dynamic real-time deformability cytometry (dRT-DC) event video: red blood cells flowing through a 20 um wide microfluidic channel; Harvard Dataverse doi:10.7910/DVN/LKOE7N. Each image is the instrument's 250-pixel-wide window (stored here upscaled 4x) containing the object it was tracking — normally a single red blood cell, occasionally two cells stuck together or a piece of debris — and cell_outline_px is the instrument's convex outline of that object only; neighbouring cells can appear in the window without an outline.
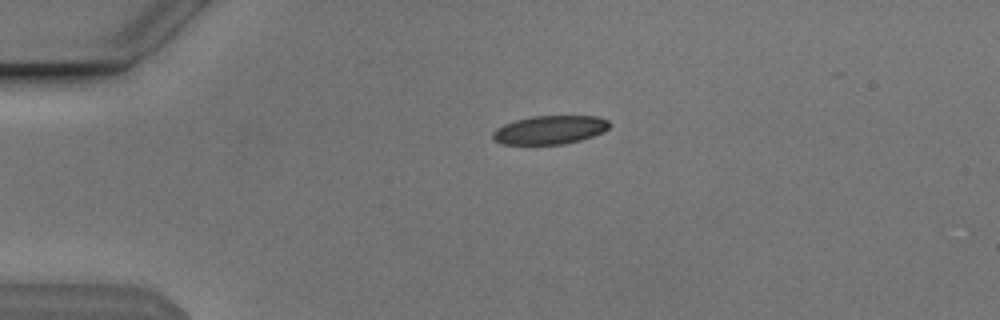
{"species": "Egyptian fruit bat (a non-hibernating species)", "species_latin": "Rousettus aegyptiacus", "temperature_condition": "cold", "stored_images_in_passage": 42, "camera_frame_rate_fps": 3000, "um_per_image_px": 0.085, "animal": {"sex": "male"}, "frame": {"image": 1, "passage_image": 1, "time_ms": 0.0, "image_size_px": [1000, 320], "cell_outline_px": [[612, 124], [604, 132], [580, 140], [564, 144], [504, 144], [496, 140], [492, 136], [492, 132], [496, 128], [504, 124], [516, 120], [532, 116], [596, 116], [608, 120]], "centroid_in_image_um": [46.76, 11.03], "position_along_channel_um": 38.2, "area_um2": 19.36}}
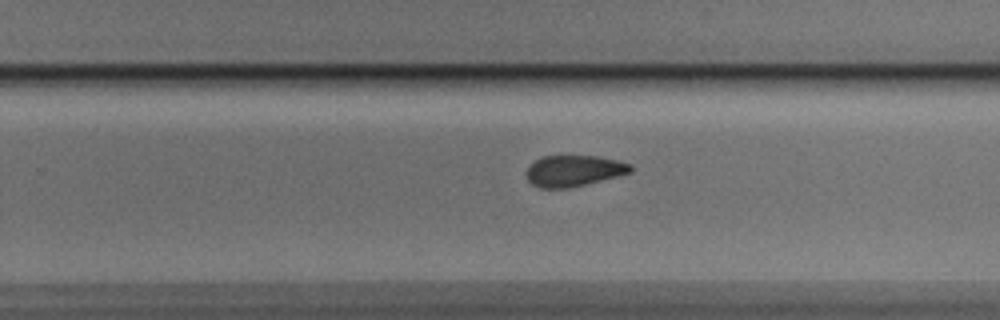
{"frame": {"image": 2, "passage_image": 23, "time_ms": 7.333, "image_size_px": [1000, 320], "cell_outline_px": [[632, 172], [568, 188], [540, 188], [532, 184], [528, 180], [524, 172], [540, 156], [596, 156], [616, 160], [632, 164]], "centroid_in_image_um": [48.74, 14.51], "position_along_channel_um": 281.1, "area_um2": 18.73}}
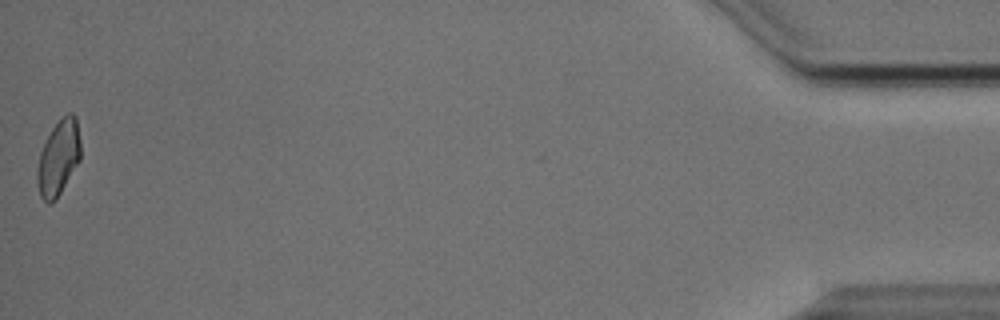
{"frame": {"image": 3, "passage_image": 42, "time_ms": 13.667, "image_size_px": [1000, 320], "cell_outline_px": [[80, 160], [56, 200], [52, 204], [48, 204], [40, 196], [36, 184], [36, 172], [40, 152], [52, 128], [68, 112], [72, 112], [76, 116], [80, 140]], "centroid_in_image_um": [4.96, 13.45], "position_along_channel_um": 430.2, "area_um2": 19.07}, "authors_computed_cell_mechanics": {"area_um2": 19.652, "velocity_mm_per_s": 3.8443, "shape_relaxation_time_tau1_ms": 5.6276, "shape_relaxation_time_tau2_ms": 3.608, "deformation_change_tau1": 0.1311, "deformation_change_tau2": 0.1011}}